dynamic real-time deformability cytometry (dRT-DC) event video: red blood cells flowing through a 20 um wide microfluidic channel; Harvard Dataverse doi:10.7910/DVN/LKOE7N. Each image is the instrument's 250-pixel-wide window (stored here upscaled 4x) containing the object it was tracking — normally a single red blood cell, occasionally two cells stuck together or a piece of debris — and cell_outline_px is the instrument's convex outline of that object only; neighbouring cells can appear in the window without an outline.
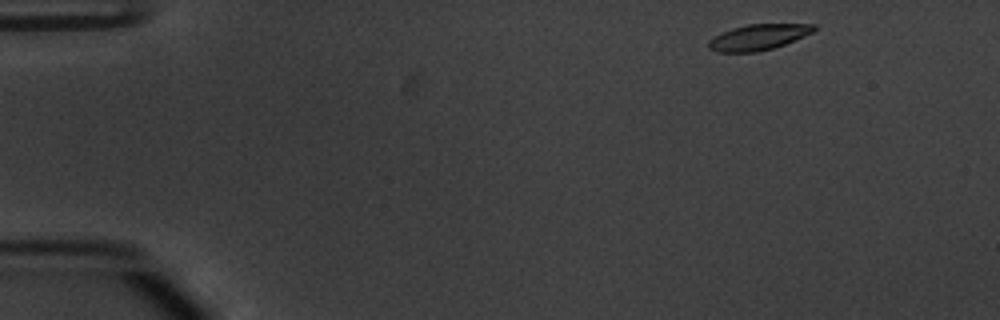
{"species": "common noctule bat (a hibernating species)", "species_latin": "Nyctalus noctula", "temperature_condition": "warm", "stored_images_in_passage": 48, "camera_frame_rate_fps": 3000, "um_per_image_px": 0.085, "animal": {"sex": "male", "body_mass_g": 20.1, "forearm_length_mm": 53.5}, "frame": {"image": 1, "passage_image": 1, "time_ms": 0.0, "image_size_px": [1000, 320], "cell_outline_px": [[816, 28], [812, 32], [804, 36], [784, 44], [772, 48], [756, 52], [716, 52], [708, 48], [708, 40], [732, 28], [748, 24], [816, 24]], "centroid_in_image_um": [64.45, 3.16], "position_along_channel_um": 20.6, "area_um2": 15.61}}
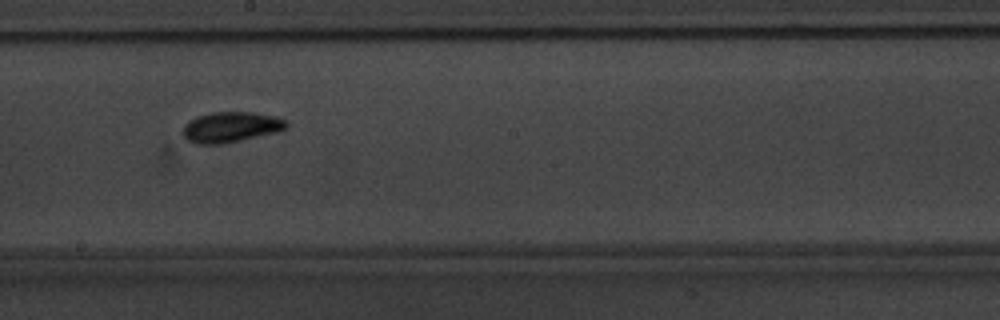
{"frame": {"image": 2, "passage_image": 25, "time_ms": 8.0, "image_size_px": [1000, 320], "cell_outline_px": [[288, 128], [276, 132], [240, 140], [220, 144], [196, 144], [188, 140], [180, 132], [184, 124], [188, 120], [196, 116], [212, 112], [252, 112], [276, 116], [284, 120], [288, 124]], "centroid_in_image_um": [19.57, 10.79], "position_along_channel_um": 228.6, "area_um2": 18.5}}
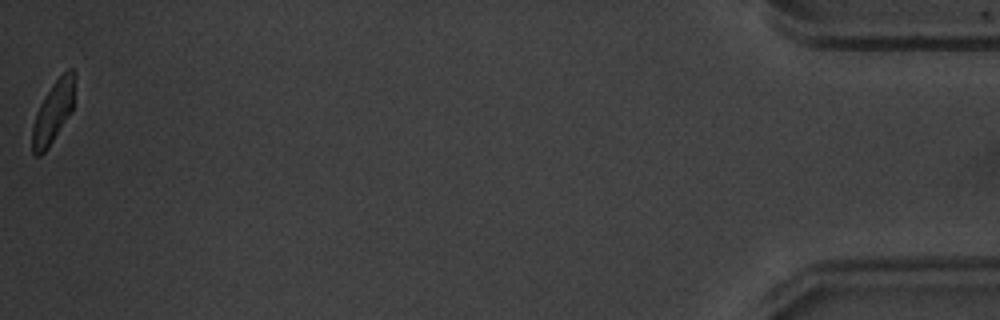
{"frame": {"image": 3, "passage_image": 48, "time_ms": 15.667, "image_size_px": [1000, 320], "cell_outline_px": [[76, 80], [72, 112], [48, 148], [40, 156], [36, 156], [32, 152], [32, 128], [36, 112], [44, 96], [52, 84], [68, 68], [72, 68], [76, 72]], "centroid_in_image_um": [4.55, 9.49], "position_along_channel_um": 430.7, "area_um2": 15.61}, "authors_computed_cell_mechanics": {"area_um2": 16.7042, "velocity_mm_per_s": 3.8168, "shape_relaxation_time_tau1_ms": 2.7125, "shape_relaxation_time_tau2_ms": 2.3202, "deformation_change_tau1": 0.1276, "deformation_change_tau2": 0.0666}}